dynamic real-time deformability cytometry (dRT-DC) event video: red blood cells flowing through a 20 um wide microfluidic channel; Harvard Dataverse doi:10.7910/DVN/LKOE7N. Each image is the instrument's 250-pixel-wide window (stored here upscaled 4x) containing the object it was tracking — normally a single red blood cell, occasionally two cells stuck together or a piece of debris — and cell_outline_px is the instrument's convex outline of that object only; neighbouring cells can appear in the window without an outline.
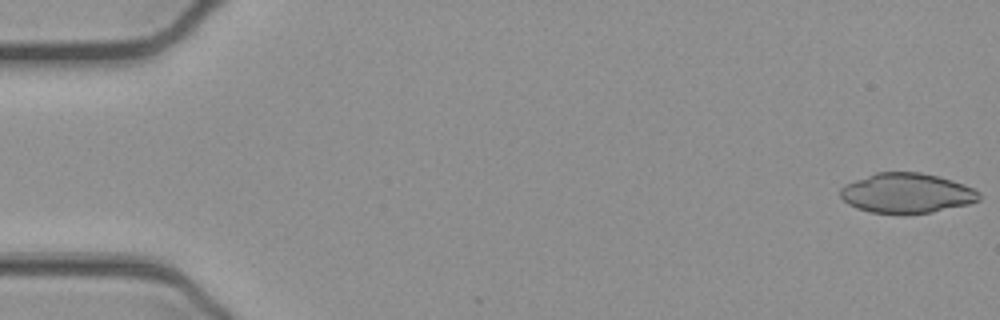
{"species": "common noctule bat (a hibernating species)", "species_latin": "Nyctalus noctula", "temperature_condition": "cold", "stored_images_in_passage": 51, "camera_frame_rate_fps": 3000, "um_per_image_px": 0.085, "animal": {"sex": "female", "body_mass_g": 21.9}, "frame": {"image": 1, "passage_image": 1, "time_ms": 0.0, "image_size_px": [1000, 320], "cell_outline_px": [[980, 200], [968, 204], [932, 212], [872, 212], [856, 208], [848, 204], [840, 196], [840, 188], [844, 184], [876, 172], [920, 172], [952, 180], [964, 184], [980, 192]], "centroid_in_image_um": [77.06, 16.39], "position_along_channel_um": 7.9, "area_um2": 31.85}}